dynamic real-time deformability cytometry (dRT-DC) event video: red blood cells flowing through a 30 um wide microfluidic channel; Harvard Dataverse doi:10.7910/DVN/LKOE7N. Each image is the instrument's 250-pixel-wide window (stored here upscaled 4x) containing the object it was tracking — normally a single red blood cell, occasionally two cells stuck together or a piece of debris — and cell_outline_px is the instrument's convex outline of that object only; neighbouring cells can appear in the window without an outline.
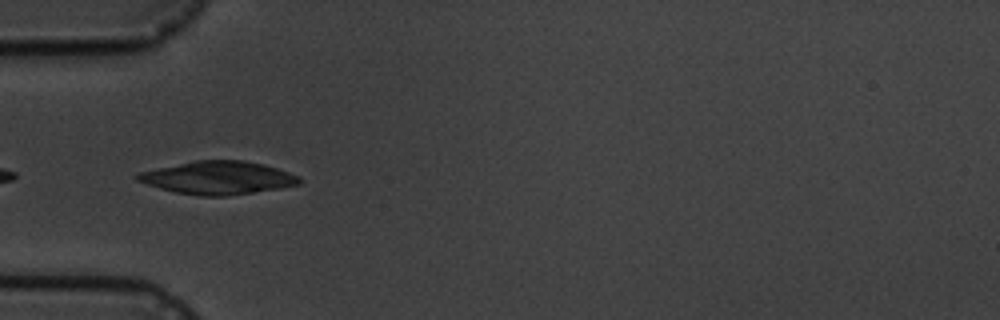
{"species": "common noctule bat (a hibernating species)", "species_latin": "Nyctalus noctula", "temperature_condition": "cold", "stored_images_in_passage": 10, "camera_frame_rate_fps": 3000, "um_per_image_px": 0.085, "animal": {"sex": "male", "body_mass_g": 19.5, "forearm_length_mm": 54.6}, "frame": {"image": 1, "passage_image": 5, "time_ms": 4.333, "image_size_px": [1000, 320], "cell_outline_px": [[300, 184], [252, 192], [224, 196], [200, 196], [176, 192], [160, 188], [136, 180], [132, 176], [136, 172], [196, 160], [244, 160], [264, 164], [300, 176]], "centroid_in_image_um": [18.47, 15.1], "position_along_channel_um": 66.5, "area_um2": 30.98}}
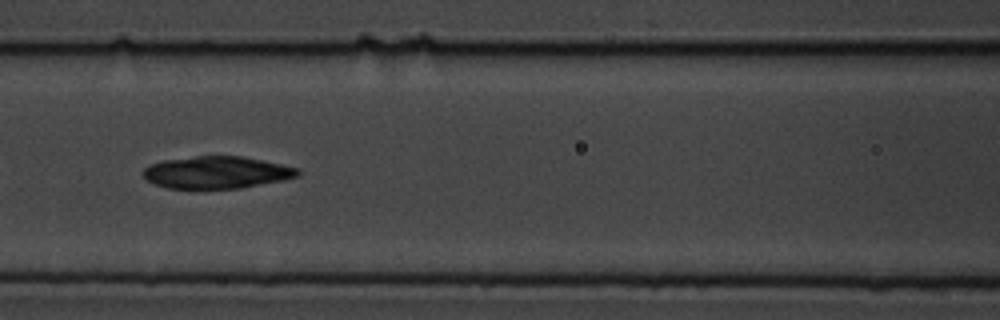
{"frame": {"image": 2, "passage_image": 7, "time_ms": 6.667, "image_size_px": [1000, 320], "cell_outline_px": [[300, 172], [296, 176], [284, 180], [240, 188], [168, 188], [156, 184], [148, 180], [144, 176], [144, 168], [152, 164], [164, 160], [196, 156], [244, 156], [300, 168]], "centroid_in_image_um": [18.46, 14.65], "position_along_channel_um": 148.1, "area_um2": 28.73}}
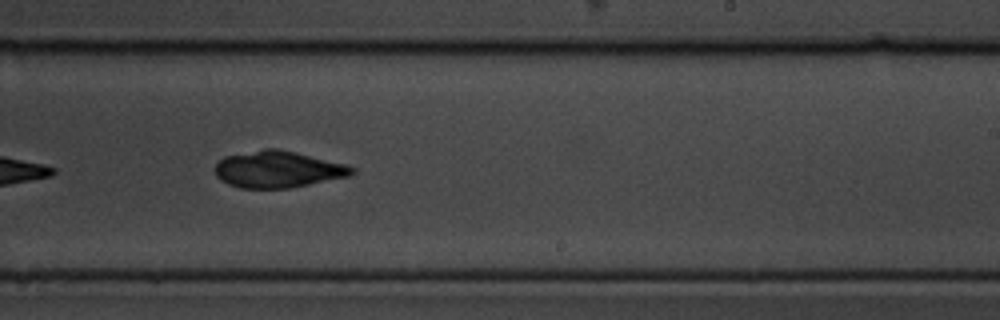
{"frame": {"image": 3, "passage_image": 10, "time_ms": 10.0, "image_size_px": [1000, 320], "cell_outline_px": [[356, 172], [352, 176], [288, 188], [240, 188], [228, 184], [220, 180], [216, 176], [216, 164], [224, 156], [264, 148], [276, 148], [296, 152], [348, 164], [356, 168]], "centroid_in_image_um": [23.67, 14.39], "position_along_channel_um": 265.3, "area_um2": 29.54}}